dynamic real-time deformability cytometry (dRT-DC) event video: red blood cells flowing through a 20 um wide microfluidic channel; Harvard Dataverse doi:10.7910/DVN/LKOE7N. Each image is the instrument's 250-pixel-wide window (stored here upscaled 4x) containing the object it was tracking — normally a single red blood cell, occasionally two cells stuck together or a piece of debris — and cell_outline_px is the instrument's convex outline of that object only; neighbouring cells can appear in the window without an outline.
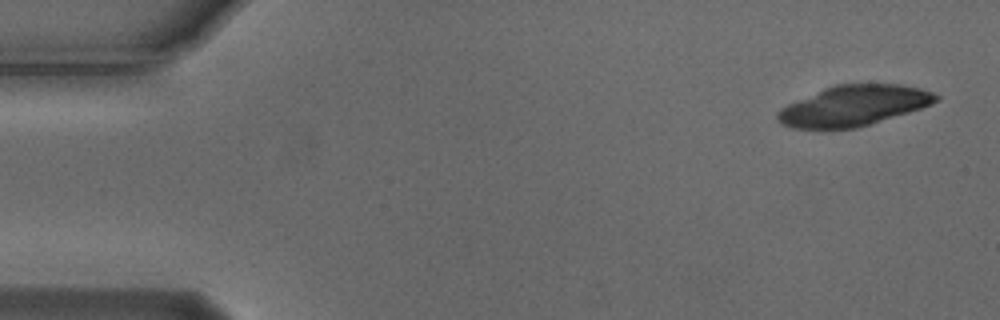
{"species": "Egyptian fruit bat (a non-hibernating species)", "species_latin": "Rousettus aegyptiacus", "temperature_condition": "cold", "stored_images_in_passage": 17, "camera_frame_rate_fps": 3000, "um_per_image_px": 0.085, "animal": {"sex": "male"}, "frame": {"image": 1, "passage_image": 1, "time_ms": 0.0, "image_size_px": [1000, 320], "cell_outline_px": [[940, 100], [932, 104], [908, 112], [856, 128], [792, 128], [780, 124], [776, 120], [776, 112], [780, 108], [788, 104], [824, 88], [836, 84], [900, 84], [920, 88], [932, 92], [940, 96]], "centroid_in_image_um": [72.54, 8.98], "position_along_channel_um": 12.5, "area_um2": 37.11}}